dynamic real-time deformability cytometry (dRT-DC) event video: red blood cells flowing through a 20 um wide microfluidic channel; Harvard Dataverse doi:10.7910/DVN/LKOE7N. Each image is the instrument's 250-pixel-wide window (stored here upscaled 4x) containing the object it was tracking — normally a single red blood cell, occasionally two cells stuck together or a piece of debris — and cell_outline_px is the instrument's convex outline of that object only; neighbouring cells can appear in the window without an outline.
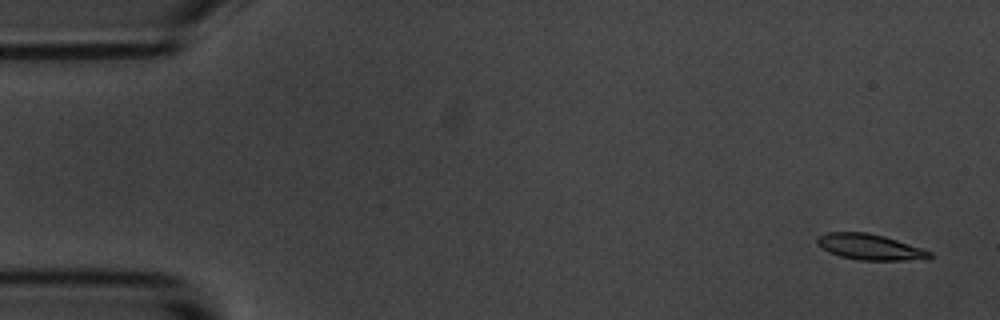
{"species": "common noctule bat (a hibernating species)", "species_latin": "Nyctalus noctula", "temperature_condition": "room temperature", "stored_images_in_passage": 5, "camera_frame_rate_fps": 3000, "um_per_image_px": 0.085, "animal": {"sex": "male", "body_mass_g": 20.1, "forearm_length_mm": 53.5}, "frame": {"image": 1, "passage_image": 1, "time_ms": 0.0, "image_size_px": [1000, 320], "cell_outline_px": [[932, 256], [904, 260], [856, 260], [840, 256], [828, 252], [816, 244], [816, 236], [828, 232], [868, 232], [884, 236], [932, 252]], "centroid_in_image_um": [73.82, 20.98], "position_along_channel_um": 11.2, "area_um2": 16.7}}
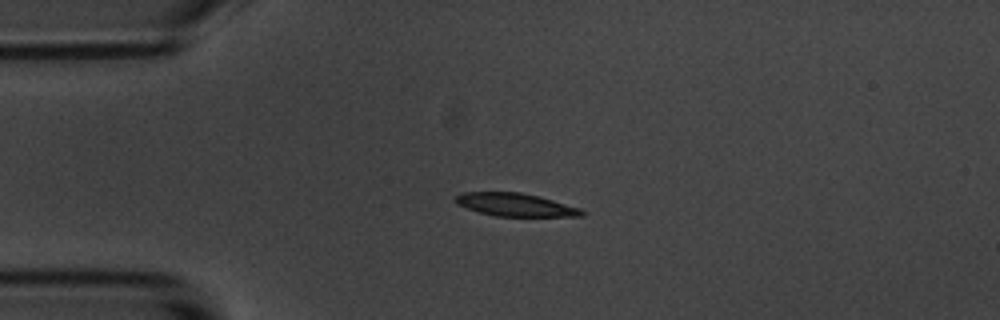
{"frame": {"image": 2, "passage_image": 4, "time_ms": 3.667, "image_size_px": [1000, 320], "cell_outline_px": [[588, 212], [584, 216], [496, 216], [480, 212], [456, 204], [452, 200], [460, 192], [520, 192], [540, 196], [580, 208]], "centroid_in_image_um": [43.82, 17.4], "position_along_channel_um": 41.2, "area_um2": 17.05}}
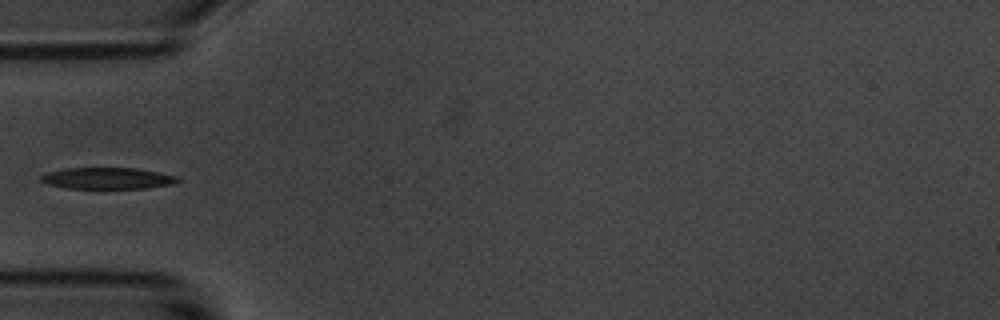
{"frame": {"image": 3, "passage_image": 5, "time_ms": 5.333, "image_size_px": [1000, 320], "cell_outline_px": [[180, 180], [172, 184], [148, 188], [68, 188], [48, 184], [40, 180], [40, 176], [48, 172], [68, 168], [136, 168], [180, 176]], "centroid_in_image_um": [9.18, 15.15], "position_along_channel_um": 75.8, "area_um2": 16.99}}